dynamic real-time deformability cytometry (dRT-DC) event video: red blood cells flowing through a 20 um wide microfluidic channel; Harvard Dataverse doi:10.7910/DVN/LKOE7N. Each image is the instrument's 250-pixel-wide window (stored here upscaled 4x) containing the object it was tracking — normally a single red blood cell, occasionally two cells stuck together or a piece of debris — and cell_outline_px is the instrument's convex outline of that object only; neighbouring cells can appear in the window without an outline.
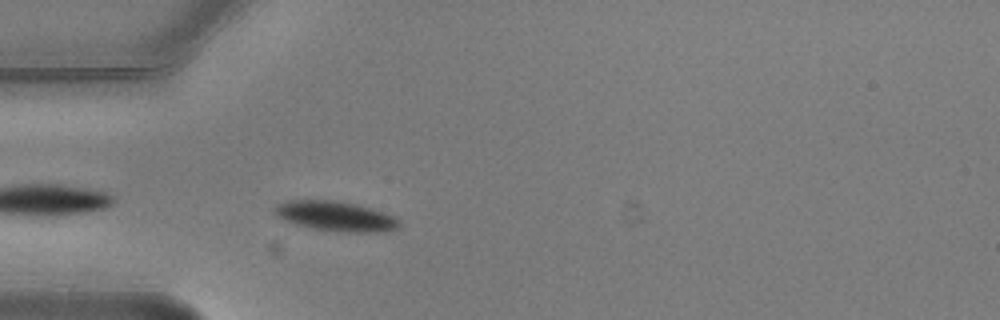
{"species": "common noctule bat (a hibernating species)", "species_latin": "Nyctalus noctula", "temperature_condition": "warm", "stored_images_in_passage": 2, "camera_frame_rate_fps": 3000, "um_per_image_px": 0.085, "animal": {"sex": "male", "body_mass_g": 20.5, "forearm_length_mm": 52.5}, "frame": {"image": 1, "passage_image": 2, "time_ms": 0.333, "image_size_px": [1000, 320], "cell_outline_px": [[400, 224], [396, 228], [384, 232], [340, 232], [312, 228], [296, 224], [284, 220], [276, 216], [272, 212], [272, 208], [276, 204], [288, 200], [332, 200], [356, 204], [392, 216], [400, 220]], "centroid_in_image_um": [28.45, 18.38], "position_along_channel_um": 56.6, "area_um2": 21.62}}